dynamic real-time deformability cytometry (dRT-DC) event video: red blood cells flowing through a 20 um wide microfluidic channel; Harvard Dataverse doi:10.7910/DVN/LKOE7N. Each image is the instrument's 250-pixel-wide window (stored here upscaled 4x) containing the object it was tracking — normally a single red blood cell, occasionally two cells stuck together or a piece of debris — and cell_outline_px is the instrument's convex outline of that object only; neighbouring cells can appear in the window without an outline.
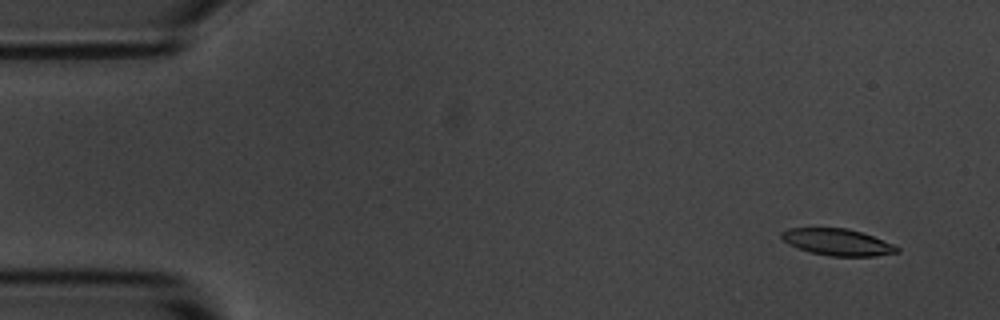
{"species": "common noctule bat (a hibernating species)", "species_latin": "Nyctalus noctula", "temperature_condition": "room temperature", "stored_images_in_passage": 3, "camera_frame_rate_fps": 3000, "um_per_image_px": 0.085, "animal": {"sex": "male", "body_mass_g": 20.1, "forearm_length_mm": 53.5}, "frame": {"image": 1, "passage_image": 2, "time_ms": 1.0, "image_size_px": [1000, 320], "cell_outline_px": [[900, 252], [876, 256], [832, 256], [812, 252], [788, 244], [780, 236], [780, 232], [788, 228], [848, 228], [872, 236], [892, 244], [900, 248]], "centroid_in_image_um": [71.19, 20.58], "position_along_channel_um": 13.8, "area_um2": 17.74}}